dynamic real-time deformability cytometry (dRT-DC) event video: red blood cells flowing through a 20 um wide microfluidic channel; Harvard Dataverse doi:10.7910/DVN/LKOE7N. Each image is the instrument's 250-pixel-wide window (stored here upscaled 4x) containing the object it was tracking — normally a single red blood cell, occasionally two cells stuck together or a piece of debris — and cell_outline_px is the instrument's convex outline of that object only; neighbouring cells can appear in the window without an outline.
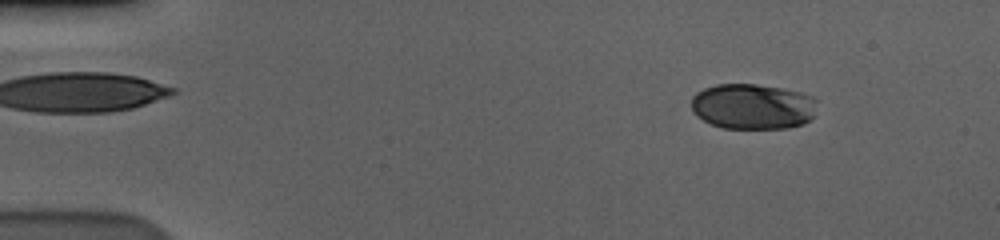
{"species": "human", "species_latin": "Homo sapiens", "temperature_condition": "cold", "stored_images_in_passage": 58, "camera_frame_rate_fps": 3000, "um_per_image_px": 0.085, "donor": {"sex": "male"}, "frame": {"image": 1, "passage_image": 7, "time_ms": 2.0, "image_size_px": [1000, 240], "cell_outline_px": [[816, 100], [812, 116], [804, 124], [788, 128], [724, 128], [712, 124], [696, 116], [692, 112], [692, 96], [696, 92], [704, 88], [716, 84], [756, 84], [780, 88], [800, 92], [812, 96]], "centroid_in_image_um": [63.95, 9.05], "position_along_channel_um": 21.1, "area_um2": 33.35}}
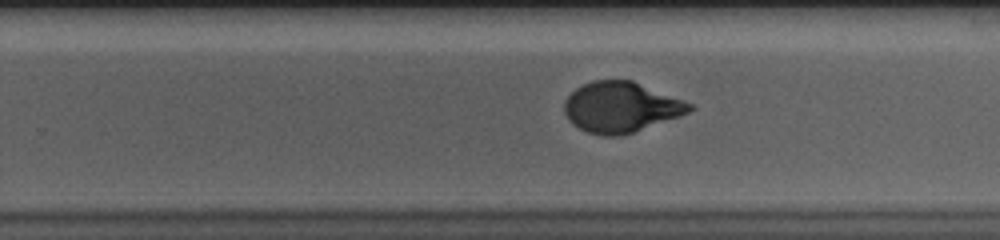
{"frame": {"image": 2, "passage_image": 37, "time_ms": 12.0, "image_size_px": [1000, 240], "cell_outline_px": [[696, 108], [680, 116], [620, 136], [604, 136], [588, 132], [572, 124], [568, 120], [564, 112], [564, 100], [576, 88], [592, 80], [632, 80], [692, 104]], "centroid_in_image_um": [52.75, 9.11], "position_along_channel_um": 277.1, "area_um2": 36.53}}
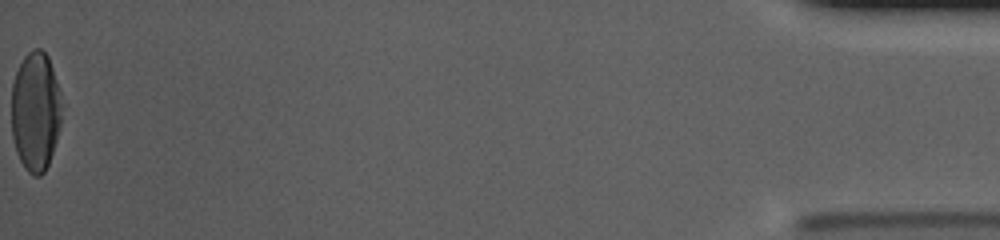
{"frame": {"image": 3, "passage_image": 58, "time_ms": 19.0, "image_size_px": [1000, 240], "cell_outline_px": [[64, 108], [56, 140], [48, 164], [44, 172], [40, 176], [36, 176], [28, 172], [24, 168], [16, 152], [12, 136], [12, 84], [16, 72], [24, 56], [32, 48], [40, 48], [48, 56], [64, 104]], "centroid_in_image_um": [3.03, 9.46], "position_along_channel_um": 432.2, "area_um2": 35.32}, "authors_computed_cell_mechanics": {"area_um2": 36.2117, "velocity_mm_per_s": 3.5793, "shape_relaxation_time_tau1_ms": 5.6283, "shape_relaxation_time_tau2_ms": null, "deformation_change_tau1": 0.2041, "deformation_change_tau2": null}}